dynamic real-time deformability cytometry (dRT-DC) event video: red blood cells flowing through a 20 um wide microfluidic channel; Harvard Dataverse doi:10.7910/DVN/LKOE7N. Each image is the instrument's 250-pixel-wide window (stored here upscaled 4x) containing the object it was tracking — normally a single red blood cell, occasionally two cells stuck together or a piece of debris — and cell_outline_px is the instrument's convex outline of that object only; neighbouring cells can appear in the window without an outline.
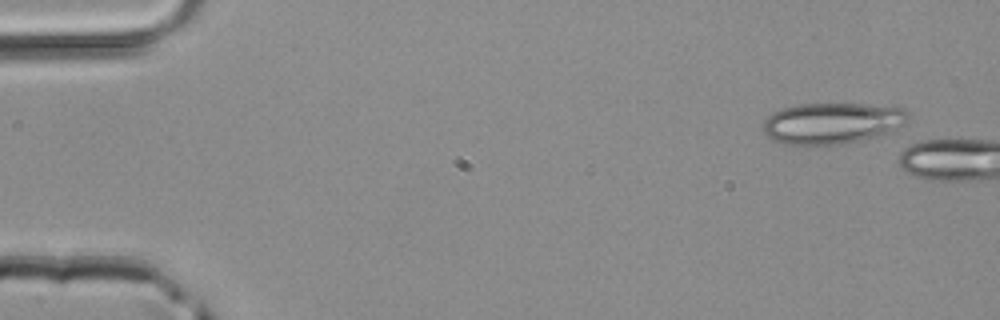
{"species": "common noctule bat (a hibernating species)", "species_latin": "Nyctalus noctula", "temperature_condition": "room temperature", "stored_images_in_passage": 5, "camera_frame_rate_fps": 3000, "um_per_image_px": 0.085, "animal": {"sex": "male", "body_mass_g": 20.4}, "frame": {"image": 1, "passage_image": 5, "time_ms": 1.333, "image_size_px": [1000, 320], "cell_outline_px": [[908, 120], [904, 124], [888, 132], [876, 136], [860, 140], [840, 144], [784, 144], [768, 136], [764, 132], [764, 120], [772, 112], [780, 108], [800, 104], [864, 104], [904, 108], [908, 112]], "centroid_in_image_um": [70.72, 10.45], "position_along_channel_um": 14.3, "area_um2": 34.45}}